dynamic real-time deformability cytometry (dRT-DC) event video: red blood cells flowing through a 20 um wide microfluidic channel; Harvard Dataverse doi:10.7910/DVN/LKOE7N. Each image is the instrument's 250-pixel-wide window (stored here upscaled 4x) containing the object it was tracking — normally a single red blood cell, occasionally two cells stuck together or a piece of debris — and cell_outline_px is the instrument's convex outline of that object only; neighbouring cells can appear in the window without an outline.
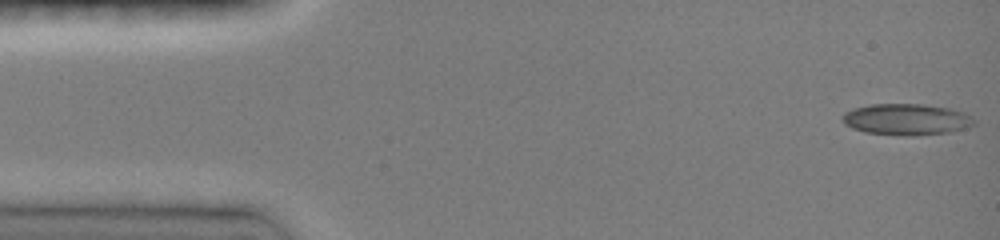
{"species": "common noctule bat (a hibernating species)", "species_latin": "Nyctalus noctula", "temperature_condition": "room temperature", "stored_images_in_passage": 26, "camera_frame_rate_fps": 3000, "um_per_image_px": 0.085, "animal": {"sex": "female", "body_mass_g": 19.0, "forearm_length_mm": 51.5}, "frame": {"image": 1, "passage_image": 1, "time_ms": 0.0, "image_size_px": [1000, 240], "cell_outline_px": [[976, 124], [952, 132], [912, 136], [904, 136], [864, 132], [852, 128], [844, 124], [844, 112], [852, 108], [872, 104], [924, 104], [948, 108], [964, 112], [976, 120]], "centroid_in_image_um": [77.06, 10.15], "position_along_channel_um": 7.9, "area_um2": 24.16}}
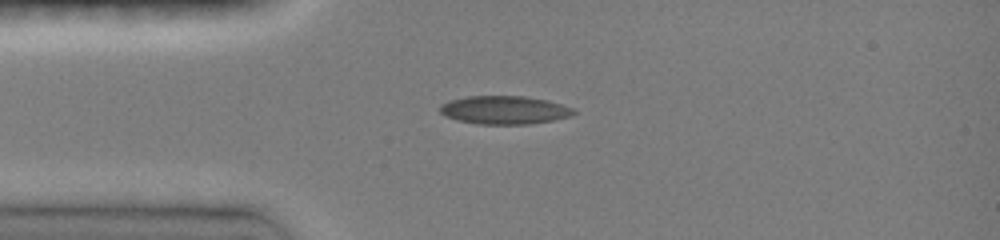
{"frame": {"image": 2, "passage_image": 12, "time_ms": 3.333, "image_size_px": [1000, 240], "cell_outline_px": [[576, 112], [572, 116], [552, 120], [528, 124], [476, 124], [444, 116], [440, 112], [440, 104], [448, 100], [468, 96], [524, 96], [544, 100], [560, 104], [572, 108]], "centroid_in_image_um": [42.83, 9.35], "position_along_channel_um": 42.2, "area_um2": 21.91}}
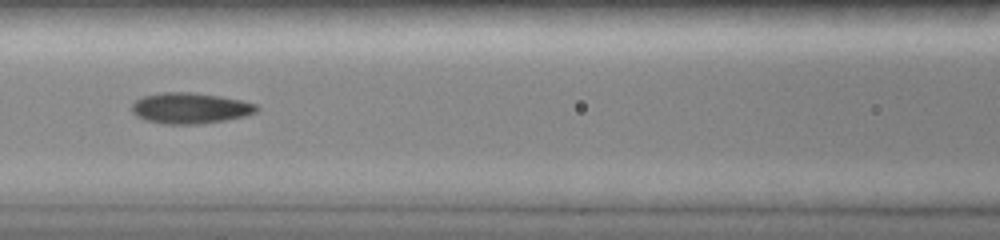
{"frame": {"image": 3, "passage_image": 22, "time_ms": 6.333, "image_size_px": [1000, 240], "cell_outline_px": [[260, 108], [256, 112], [244, 116], [224, 120], [200, 124], [164, 124], [144, 120], [136, 116], [132, 112], [132, 104], [140, 96], [160, 92], [196, 92], [244, 100], [256, 104]], "centroid_in_image_um": [16.15, 9.18], "position_along_channel_um": 150.5, "area_um2": 22.77}}